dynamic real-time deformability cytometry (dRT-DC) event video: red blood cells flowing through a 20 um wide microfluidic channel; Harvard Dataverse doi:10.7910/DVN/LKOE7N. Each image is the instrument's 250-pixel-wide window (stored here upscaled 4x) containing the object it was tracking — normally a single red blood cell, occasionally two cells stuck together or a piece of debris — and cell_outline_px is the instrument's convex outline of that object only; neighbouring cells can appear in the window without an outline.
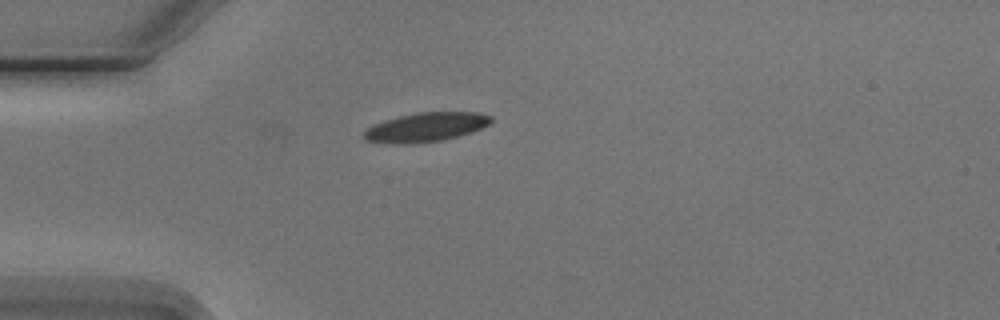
{"species": "Egyptian fruit bat (a non-hibernating species)", "species_latin": "Rousettus aegyptiacus", "temperature_condition": "cold", "stored_images_in_passage": 1, "camera_frame_rate_fps": 3000, "um_per_image_px": 0.085, "animal": {"sex": "male"}, "frame": {"image": 1, "passage_image": 1, "time_ms": 0.0, "image_size_px": [1000, 320], "cell_outline_px": [[492, 120], [488, 124], [480, 128], [456, 136], [440, 140], [404, 144], [388, 144], [364, 140], [364, 132], [368, 128], [384, 120], [400, 116], [420, 112], [480, 112], [492, 116]], "centroid_in_image_um": [36.17, 10.8], "position_along_channel_um": 48.8, "area_um2": 21.21}}